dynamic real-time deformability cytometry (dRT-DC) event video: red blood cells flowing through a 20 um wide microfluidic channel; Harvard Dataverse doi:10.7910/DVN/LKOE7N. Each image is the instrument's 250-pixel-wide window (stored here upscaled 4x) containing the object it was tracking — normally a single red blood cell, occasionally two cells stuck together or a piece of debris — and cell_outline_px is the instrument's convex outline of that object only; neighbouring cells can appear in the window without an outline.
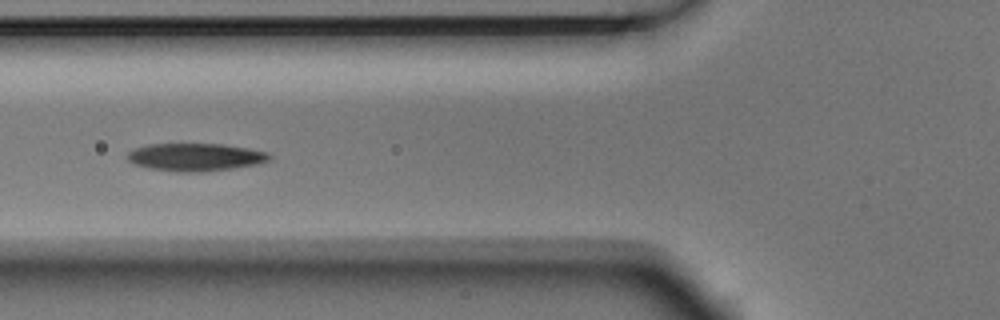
{"species": "Egyptian fruit bat (a non-hibernating species)", "species_latin": "Rousettus aegyptiacus", "temperature_condition": "room temperature", "stored_images_in_passage": 14, "camera_frame_rate_fps": 3000, "um_per_image_px": 0.085, "animal": {"sex": "male"}, "frame": {"image": 1, "passage_image": 4, "time_ms": 1.0, "image_size_px": [1000, 320], "cell_outline_px": [[272, 156], [268, 160], [256, 164], [232, 168], [200, 172], [176, 172], [148, 168], [132, 164], [128, 160], [128, 152], [136, 148], [148, 144], [224, 144], [248, 148], [268, 152]], "centroid_in_image_um": [16.59, 13.35], "position_along_channel_um": 109.2, "area_um2": 22.95}}
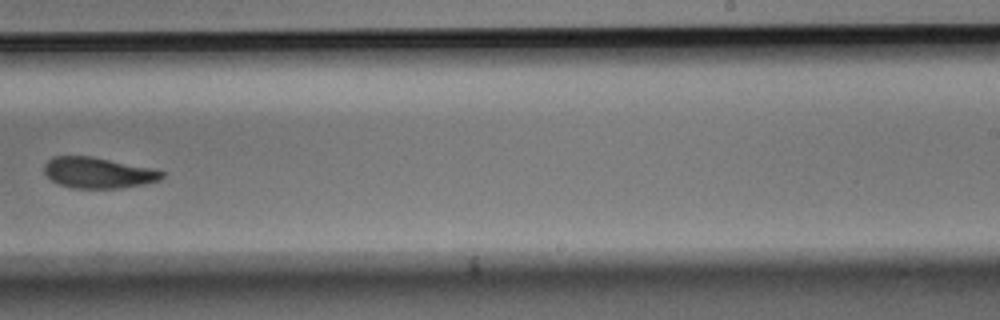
{"frame": {"image": 2, "passage_image": 8, "time_ms": 2.333, "image_size_px": [1000, 320], "cell_outline_px": [[164, 176], [160, 180], [144, 184], [120, 188], [72, 188], [60, 184], [52, 180], [44, 172], [44, 164], [52, 156], [92, 156], [152, 168], [164, 172]], "centroid_in_image_um": [8.34, 14.68], "position_along_channel_um": 280.7, "area_um2": 21.15}}
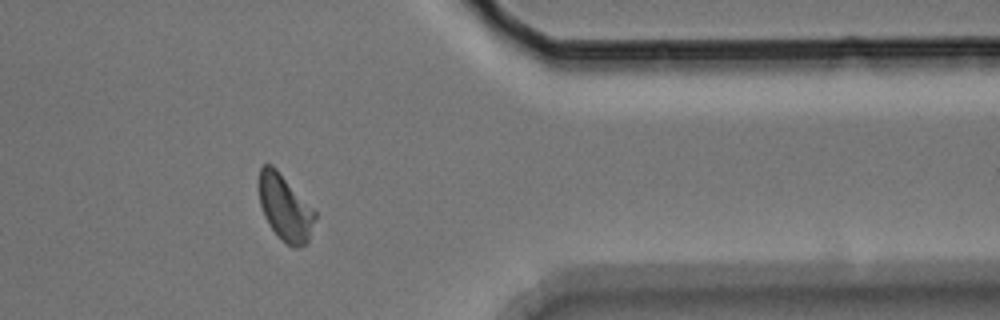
{"frame": {"image": 3, "passage_image": 11, "time_ms": 3.333, "image_size_px": [1000, 320], "cell_outline_px": [[316, 216], [308, 240], [304, 244], [296, 248], [292, 248], [272, 228], [264, 216], [260, 204], [256, 184], [260, 168], [264, 164], [272, 164], [276, 168], [316, 212]], "centroid_in_image_um": [24.18, 17.6], "position_along_channel_um": 387.2, "area_um2": 21.39}}